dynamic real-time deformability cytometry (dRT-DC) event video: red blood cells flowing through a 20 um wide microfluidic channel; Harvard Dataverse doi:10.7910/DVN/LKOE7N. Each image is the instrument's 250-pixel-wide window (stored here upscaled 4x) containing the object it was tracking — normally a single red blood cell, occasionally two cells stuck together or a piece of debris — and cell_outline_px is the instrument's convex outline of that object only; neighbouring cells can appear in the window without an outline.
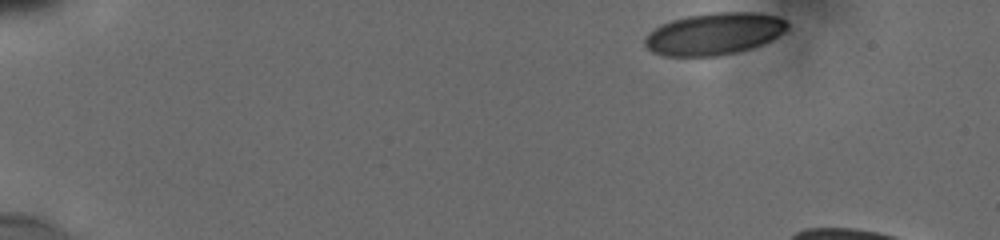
{"species": "human", "species_latin": "Homo sapiens", "temperature_condition": "cold", "stored_images_in_passage": 14, "camera_frame_rate_fps": 3000, "um_per_image_px": 0.085, "donor": {"sex": "male"}, "frame": {"image": 1, "passage_image": 1, "time_ms": 0.0, "image_size_px": [1000, 240], "cell_outline_px": [[788, 28], [784, 32], [772, 40], [752, 48], [736, 52], [716, 56], [664, 56], [652, 52], [644, 44], [644, 40], [648, 32], [660, 24], [672, 20], [688, 16], [716, 12], [756, 12], [776, 16], [784, 20], [788, 24]], "centroid_in_image_um": [60.69, 2.88], "position_along_channel_um": 24.3, "area_um2": 34.97}}
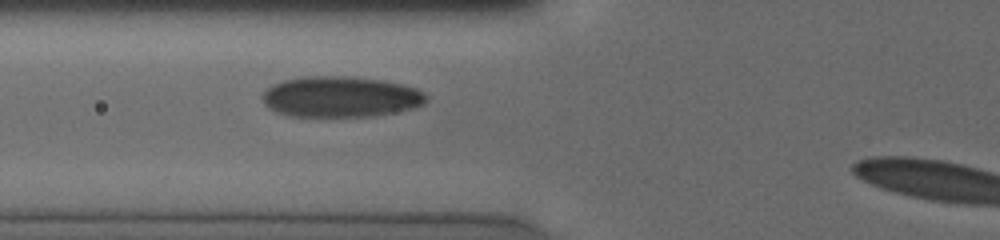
{"frame": {"image": 2, "passage_image": 13, "time_ms": 5.0, "image_size_px": [1000, 240], "cell_outline_px": [[428, 100], [424, 104], [412, 108], [372, 116], [288, 116], [276, 112], [268, 108], [264, 104], [260, 96], [272, 84], [284, 80], [304, 76], [352, 76], [380, 80], [404, 84], [416, 88], [424, 92], [428, 96]], "centroid_in_image_um": [28.93, 8.22], "position_along_channel_um": 96.9, "area_um2": 39.19}}